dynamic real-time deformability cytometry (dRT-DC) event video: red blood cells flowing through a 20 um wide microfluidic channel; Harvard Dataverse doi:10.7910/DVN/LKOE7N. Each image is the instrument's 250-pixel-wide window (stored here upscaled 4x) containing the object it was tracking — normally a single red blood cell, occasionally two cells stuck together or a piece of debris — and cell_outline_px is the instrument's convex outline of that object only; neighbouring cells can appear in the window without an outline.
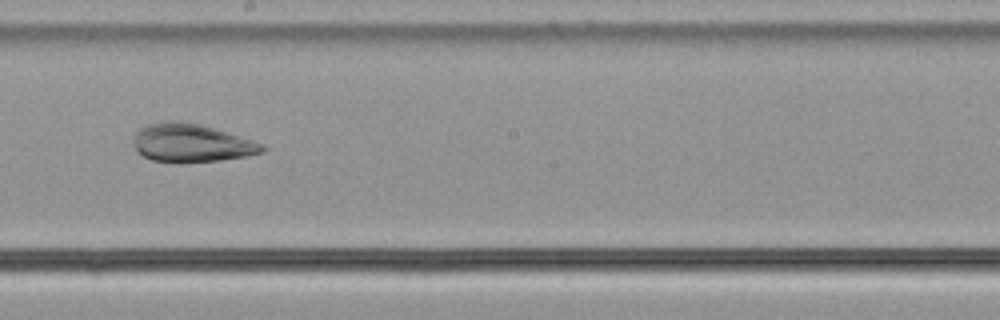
{"species": "common noctule bat (a hibernating species)", "species_latin": "Nyctalus noctula", "temperature_condition": "cold", "stored_images_in_passage": 55, "camera_frame_rate_fps": 3000, "um_per_image_px": 0.085, "animal": {"sex": "male", "body_mass_g": 21.5, "forearm_length_mm": 52.0}, "frame": {"image": 1, "passage_image": 31, "time_ms": 10.0, "image_size_px": [1000, 320], "cell_outline_px": [[268, 148], [264, 152], [248, 156], [220, 160], [180, 164], [152, 160], [144, 156], [136, 148], [132, 140], [136, 132], [140, 128], [148, 124], [196, 124], [212, 128], [240, 136], [264, 144]], "centroid_in_image_um": [16.33, 12.23], "position_along_channel_um": 231.9, "area_um2": 28.03}}
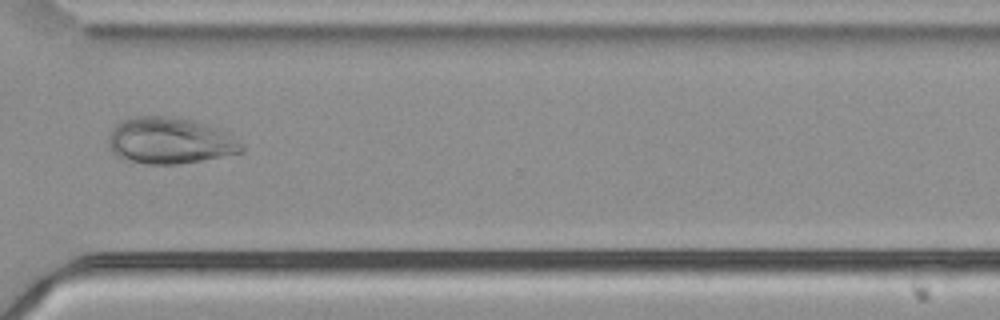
{"frame": {"image": 2, "passage_image": 41, "time_ms": 13.333, "image_size_px": [1000, 320], "cell_outline_px": [[244, 152], [180, 164], [144, 164], [120, 160], [112, 152], [108, 144], [108, 136], [112, 128], [116, 124], [132, 116], [176, 116], [192, 120], [228, 132], [244, 148]], "centroid_in_image_um": [14.38, 11.97], "position_along_channel_um": 356.2, "area_um2": 36.3}}